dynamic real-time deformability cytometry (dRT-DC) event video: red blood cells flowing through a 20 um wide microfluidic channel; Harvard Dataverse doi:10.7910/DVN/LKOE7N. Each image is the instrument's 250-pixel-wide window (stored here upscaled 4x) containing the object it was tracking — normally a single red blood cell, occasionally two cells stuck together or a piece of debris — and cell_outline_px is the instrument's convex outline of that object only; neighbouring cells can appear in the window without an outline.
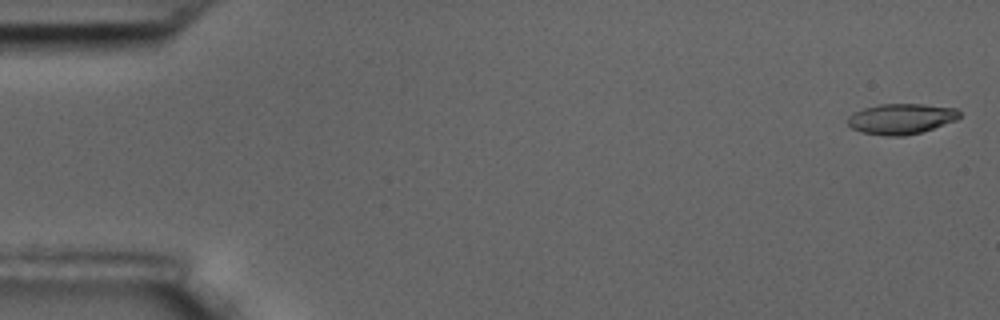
{"species": "common noctule bat (a hibernating species)", "species_latin": "Nyctalus noctula", "temperature_condition": "room temperature", "stored_images_in_passage": 8, "camera_frame_rate_fps": 3000, "um_per_image_px": 0.085, "animal": {"sex": "male", "body_mass_g": 17.5, "forearm_length_mm": 52.3}, "frame": {"image": 1, "passage_image": 1, "time_ms": 0.0, "image_size_px": [1000, 320], "cell_outline_px": [[960, 116], [956, 120], [920, 132], [904, 136], [888, 136], [860, 132], [852, 128], [848, 124], [848, 116], [864, 108], [880, 104], [924, 104], [956, 108], [960, 112]], "centroid_in_image_um": [76.6, 10.09], "position_along_channel_um": 8.4, "area_um2": 19.71}}
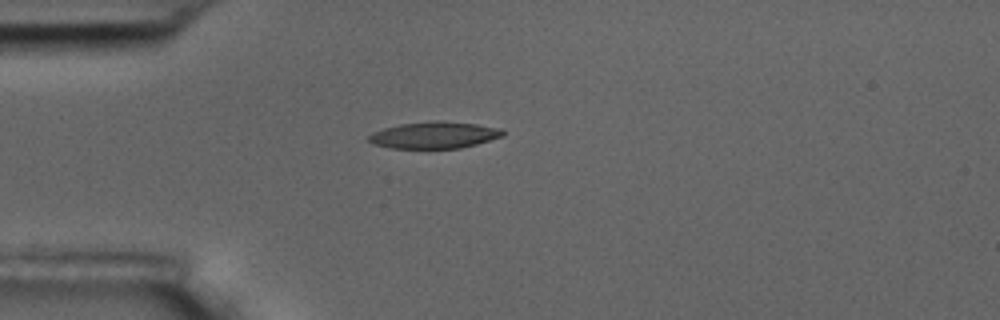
{"frame": {"image": 2, "passage_image": 5, "time_ms": 4.667, "image_size_px": [1000, 320], "cell_outline_px": [[504, 136], [476, 144], [460, 148], [392, 148], [376, 144], [368, 140], [368, 136], [372, 132], [384, 128], [400, 124], [436, 120], [476, 124], [500, 128], [504, 132]], "centroid_in_image_um": [36.92, 11.47], "position_along_channel_um": 48.1, "area_um2": 20.69}}